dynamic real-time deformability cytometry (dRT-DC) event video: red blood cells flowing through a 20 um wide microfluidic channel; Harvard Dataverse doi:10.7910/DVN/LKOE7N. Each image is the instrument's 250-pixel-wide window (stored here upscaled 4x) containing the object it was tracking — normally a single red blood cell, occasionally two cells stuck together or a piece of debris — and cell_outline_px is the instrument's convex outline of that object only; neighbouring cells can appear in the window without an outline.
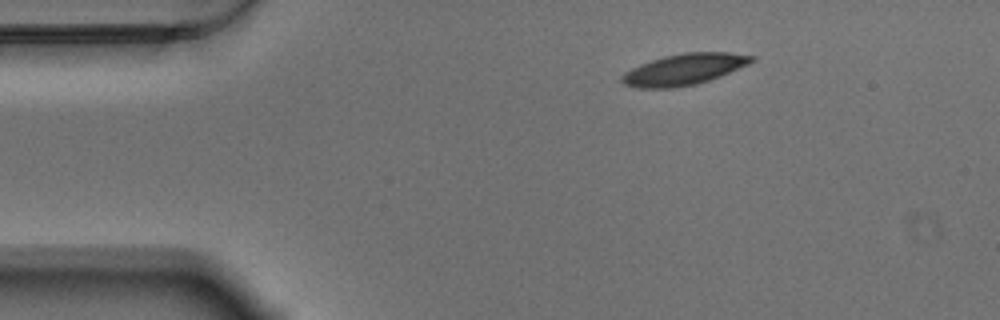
{"species": "Egyptian fruit bat (a non-hibernating species)", "species_latin": "Rousettus aegyptiacus", "temperature_condition": "warm", "stored_images_in_passage": 49, "camera_frame_rate_fps": 3000, "um_per_image_px": 0.085, "animal": {"sex": "male"}, "frame": {"image": 1, "passage_image": 1, "time_ms": 0.0, "image_size_px": [1000, 320], "cell_outline_px": [[756, 60], [748, 64], [720, 76], [696, 84], [676, 88], [636, 88], [624, 84], [620, 80], [620, 76], [624, 72], [640, 64], [664, 56], [684, 52], [732, 52], [756, 56]], "centroid_in_image_um": [58.14, 5.89], "position_along_channel_um": 26.9, "area_um2": 23.7}}
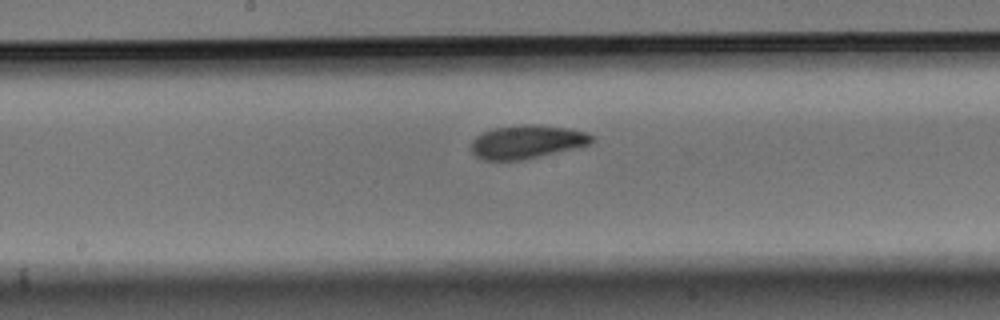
{"frame": {"image": 2, "passage_image": 21, "time_ms": 6.667, "image_size_px": [1000, 320], "cell_outline_px": [[596, 140], [592, 144], [524, 160], [484, 160], [476, 156], [472, 152], [472, 140], [476, 136], [492, 128], [520, 124], [532, 124], [572, 128], [588, 132]], "centroid_in_image_um": [44.83, 12.04], "position_along_channel_um": 203.4, "area_um2": 23.81}}
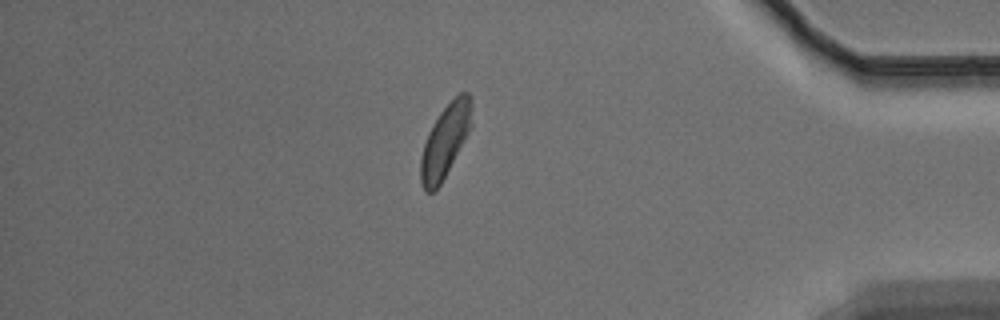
{"frame": {"image": 3, "passage_image": 41, "time_ms": 13.333, "image_size_px": [1000, 320], "cell_outline_px": [[472, 128], [440, 184], [432, 192], [424, 192], [420, 180], [420, 156], [428, 132], [432, 124], [440, 112], [460, 92], [468, 92], [472, 100]], "centroid_in_image_um": [37.85, 11.96], "position_along_channel_um": 397.4, "area_um2": 21.73}, "authors_computed_cell_mechanics": {"area_um2": 23.1778, "velocity_mm_per_s": 3.459, "shape_relaxation_time_tau1_ms": 2.9856, "shape_relaxation_time_tau2_ms": 3.7762, "deformation_change_tau1": 0.1081, "deformation_change_tau2": 0.0969}}